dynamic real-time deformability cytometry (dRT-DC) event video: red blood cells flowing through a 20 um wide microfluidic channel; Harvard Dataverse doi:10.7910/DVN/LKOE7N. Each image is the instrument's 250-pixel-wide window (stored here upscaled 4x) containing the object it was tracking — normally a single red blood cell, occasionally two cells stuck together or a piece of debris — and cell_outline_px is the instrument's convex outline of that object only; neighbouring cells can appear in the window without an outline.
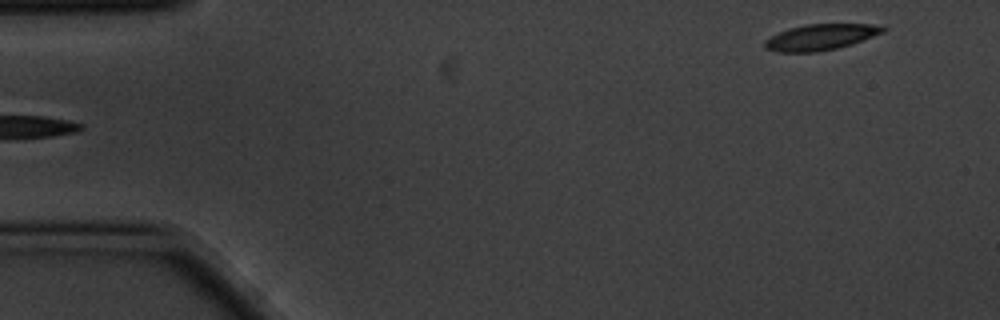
{"species": "common noctule bat (a hibernating species)", "species_latin": "Nyctalus noctula", "temperature_condition": "cold", "stored_images_in_passage": 2, "camera_frame_rate_fps": 3000, "um_per_image_px": 0.085, "animal": {"sex": "male", "body_mass_g": 20.1, "forearm_length_mm": 53.5}, "frame": {"image": 1, "passage_image": 2, "time_ms": 0.333, "image_size_px": [1000, 320], "cell_outline_px": [[888, 28], [884, 32], [852, 44], [820, 52], [776, 52], [764, 48], [764, 40], [788, 28], [804, 24], [872, 24]], "centroid_in_image_um": [69.73, 3.16], "position_along_channel_um": 15.3, "area_um2": 17.92}}